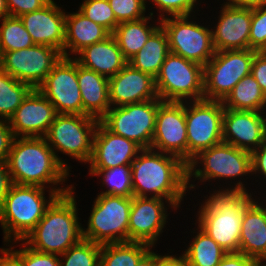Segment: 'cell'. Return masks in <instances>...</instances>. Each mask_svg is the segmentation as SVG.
I'll list each match as a JSON object with an SVG mask.
<instances>
[{
  "label": "cell",
  "instance_id": "1",
  "mask_svg": "<svg viewBox=\"0 0 266 266\" xmlns=\"http://www.w3.org/2000/svg\"><path fill=\"white\" fill-rule=\"evenodd\" d=\"M141 153V154H140ZM140 154V155H139ZM134 196L161 198L179 208L187 185V164L180 158L153 149H142L131 164Z\"/></svg>",
  "mask_w": 266,
  "mask_h": 266
},
{
  "label": "cell",
  "instance_id": "2",
  "mask_svg": "<svg viewBox=\"0 0 266 266\" xmlns=\"http://www.w3.org/2000/svg\"><path fill=\"white\" fill-rule=\"evenodd\" d=\"M214 192L200 206L198 226L227 252H239L245 207L253 200L242 181Z\"/></svg>",
  "mask_w": 266,
  "mask_h": 266
},
{
  "label": "cell",
  "instance_id": "3",
  "mask_svg": "<svg viewBox=\"0 0 266 266\" xmlns=\"http://www.w3.org/2000/svg\"><path fill=\"white\" fill-rule=\"evenodd\" d=\"M6 162L16 185L58 186L69 175L44 137H15Z\"/></svg>",
  "mask_w": 266,
  "mask_h": 266
},
{
  "label": "cell",
  "instance_id": "4",
  "mask_svg": "<svg viewBox=\"0 0 266 266\" xmlns=\"http://www.w3.org/2000/svg\"><path fill=\"white\" fill-rule=\"evenodd\" d=\"M73 188L59 195L47 208L43 218L24 238L26 246L40 252L61 255L83 239Z\"/></svg>",
  "mask_w": 266,
  "mask_h": 266
},
{
  "label": "cell",
  "instance_id": "5",
  "mask_svg": "<svg viewBox=\"0 0 266 266\" xmlns=\"http://www.w3.org/2000/svg\"><path fill=\"white\" fill-rule=\"evenodd\" d=\"M70 187L49 190V200L45 198V188L40 186L13 184L0 207V223L4 241H23L43 218L47 208L59 196L70 192ZM12 235V236H11ZM14 237V239L12 238Z\"/></svg>",
  "mask_w": 266,
  "mask_h": 266
},
{
  "label": "cell",
  "instance_id": "6",
  "mask_svg": "<svg viewBox=\"0 0 266 266\" xmlns=\"http://www.w3.org/2000/svg\"><path fill=\"white\" fill-rule=\"evenodd\" d=\"M99 121L89 115L57 114L51 123L44 138L53 149L57 160L68 171L69 166L56 153L60 151L80 162H89Z\"/></svg>",
  "mask_w": 266,
  "mask_h": 266
},
{
  "label": "cell",
  "instance_id": "7",
  "mask_svg": "<svg viewBox=\"0 0 266 266\" xmlns=\"http://www.w3.org/2000/svg\"><path fill=\"white\" fill-rule=\"evenodd\" d=\"M155 82L162 101L204 99V67L171 52L166 56Z\"/></svg>",
  "mask_w": 266,
  "mask_h": 266
},
{
  "label": "cell",
  "instance_id": "8",
  "mask_svg": "<svg viewBox=\"0 0 266 266\" xmlns=\"http://www.w3.org/2000/svg\"><path fill=\"white\" fill-rule=\"evenodd\" d=\"M132 197L99 194L92 207L83 239L97 244L128 242Z\"/></svg>",
  "mask_w": 266,
  "mask_h": 266
},
{
  "label": "cell",
  "instance_id": "9",
  "mask_svg": "<svg viewBox=\"0 0 266 266\" xmlns=\"http://www.w3.org/2000/svg\"><path fill=\"white\" fill-rule=\"evenodd\" d=\"M198 163L204 164V167L196 169ZM250 173H252L251 152L222 141L213 147L200 151L192 158L187 165V185L191 189L196 187L189 183L192 176L197 180L200 179L201 182L214 178H236Z\"/></svg>",
  "mask_w": 266,
  "mask_h": 266
},
{
  "label": "cell",
  "instance_id": "10",
  "mask_svg": "<svg viewBox=\"0 0 266 266\" xmlns=\"http://www.w3.org/2000/svg\"><path fill=\"white\" fill-rule=\"evenodd\" d=\"M160 98L111 107L100 122L112 133L134 141L142 149H150L155 131Z\"/></svg>",
  "mask_w": 266,
  "mask_h": 266
},
{
  "label": "cell",
  "instance_id": "11",
  "mask_svg": "<svg viewBox=\"0 0 266 266\" xmlns=\"http://www.w3.org/2000/svg\"><path fill=\"white\" fill-rule=\"evenodd\" d=\"M184 103L188 165L200 151L223 141V115L225 108L222 101L206 99L194 100L193 103L191 101Z\"/></svg>",
  "mask_w": 266,
  "mask_h": 266
},
{
  "label": "cell",
  "instance_id": "12",
  "mask_svg": "<svg viewBox=\"0 0 266 266\" xmlns=\"http://www.w3.org/2000/svg\"><path fill=\"white\" fill-rule=\"evenodd\" d=\"M256 52L251 49L215 52L204 66V99L223 101L235 85L251 73Z\"/></svg>",
  "mask_w": 266,
  "mask_h": 266
},
{
  "label": "cell",
  "instance_id": "13",
  "mask_svg": "<svg viewBox=\"0 0 266 266\" xmlns=\"http://www.w3.org/2000/svg\"><path fill=\"white\" fill-rule=\"evenodd\" d=\"M189 16L165 17L159 20L168 37L171 53L205 66L215 55L212 29L189 22Z\"/></svg>",
  "mask_w": 266,
  "mask_h": 266
},
{
  "label": "cell",
  "instance_id": "14",
  "mask_svg": "<svg viewBox=\"0 0 266 266\" xmlns=\"http://www.w3.org/2000/svg\"><path fill=\"white\" fill-rule=\"evenodd\" d=\"M61 57L62 54L56 48L34 44L21 50L2 53L0 69L37 89Z\"/></svg>",
  "mask_w": 266,
  "mask_h": 266
},
{
  "label": "cell",
  "instance_id": "15",
  "mask_svg": "<svg viewBox=\"0 0 266 266\" xmlns=\"http://www.w3.org/2000/svg\"><path fill=\"white\" fill-rule=\"evenodd\" d=\"M37 89L53 104L58 114L83 115L75 59L62 56Z\"/></svg>",
  "mask_w": 266,
  "mask_h": 266
},
{
  "label": "cell",
  "instance_id": "16",
  "mask_svg": "<svg viewBox=\"0 0 266 266\" xmlns=\"http://www.w3.org/2000/svg\"><path fill=\"white\" fill-rule=\"evenodd\" d=\"M150 149L174 155L187 164V128L184 102L162 101L159 104Z\"/></svg>",
  "mask_w": 266,
  "mask_h": 266
},
{
  "label": "cell",
  "instance_id": "17",
  "mask_svg": "<svg viewBox=\"0 0 266 266\" xmlns=\"http://www.w3.org/2000/svg\"><path fill=\"white\" fill-rule=\"evenodd\" d=\"M163 200L153 197H132L128 242H144L151 246L156 244L168 217Z\"/></svg>",
  "mask_w": 266,
  "mask_h": 266
},
{
  "label": "cell",
  "instance_id": "18",
  "mask_svg": "<svg viewBox=\"0 0 266 266\" xmlns=\"http://www.w3.org/2000/svg\"><path fill=\"white\" fill-rule=\"evenodd\" d=\"M58 113L53 104L33 89L9 119L15 137H44Z\"/></svg>",
  "mask_w": 266,
  "mask_h": 266
},
{
  "label": "cell",
  "instance_id": "19",
  "mask_svg": "<svg viewBox=\"0 0 266 266\" xmlns=\"http://www.w3.org/2000/svg\"><path fill=\"white\" fill-rule=\"evenodd\" d=\"M265 112L231 110L223 115V142L253 152L266 140Z\"/></svg>",
  "mask_w": 266,
  "mask_h": 266
},
{
  "label": "cell",
  "instance_id": "20",
  "mask_svg": "<svg viewBox=\"0 0 266 266\" xmlns=\"http://www.w3.org/2000/svg\"><path fill=\"white\" fill-rule=\"evenodd\" d=\"M142 148L134 141L109 131L100 121L93 138L89 170L131 165Z\"/></svg>",
  "mask_w": 266,
  "mask_h": 266
},
{
  "label": "cell",
  "instance_id": "21",
  "mask_svg": "<svg viewBox=\"0 0 266 266\" xmlns=\"http://www.w3.org/2000/svg\"><path fill=\"white\" fill-rule=\"evenodd\" d=\"M66 13L51 0L43 8L20 16L35 44L56 48L64 57Z\"/></svg>",
  "mask_w": 266,
  "mask_h": 266
},
{
  "label": "cell",
  "instance_id": "22",
  "mask_svg": "<svg viewBox=\"0 0 266 266\" xmlns=\"http://www.w3.org/2000/svg\"><path fill=\"white\" fill-rule=\"evenodd\" d=\"M159 98L155 78L127 63L109 78V100L113 107Z\"/></svg>",
  "mask_w": 266,
  "mask_h": 266
},
{
  "label": "cell",
  "instance_id": "23",
  "mask_svg": "<svg viewBox=\"0 0 266 266\" xmlns=\"http://www.w3.org/2000/svg\"><path fill=\"white\" fill-rule=\"evenodd\" d=\"M220 11L215 31L212 30L215 51L249 49L252 7L224 4Z\"/></svg>",
  "mask_w": 266,
  "mask_h": 266
},
{
  "label": "cell",
  "instance_id": "24",
  "mask_svg": "<svg viewBox=\"0 0 266 266\" xmlns=\"http://www.w3.org/2000/svg\"><path fill=\"white\" fill-rule=\"evenodd\" d=\"M253 199L244 209L239 252L255 262L266 261V211Z\"/></svg>",
  "mask_w": 266,
  "mask_h": 266
},
{
  "label": "cell",
  "instance_id": "25",
  "mask_svg": "<svg viewBox=\"0 0 266 266\" xmlns=\"http://www.w3.org/2000/svg\"><path fill=\"white\" fill-rule=\"evenodd\" d=\"M78 55L79 57L74 59L79 65L107 78L116 75L128 63L112 34L85 47Z\"/></svg>",
  "mask_w": 266,
  "mask_h": 266
},
{
  "label": "cell",
  "instance_id": "26",
  "mask_svg": "<svg viewBox=\"0 0 266 266\" xmlns=\"http://www.w3.org/2000/svg\"><path fill=\"white\" fill-rule=\"evenodd\" d=\"M77 78L83 103V115L100 120L111 108L109 78L82 67L78 62Z\"/></svg>",
  "mask_w": 266,
  "mask_h": 266
},
{
  "label": "cell",
  "instance_id": "27",
  "mask_svg": "<svg viewBox=\"0 0 266 266\" xmlns=\"http://www.w3.org/2000/svg\"><path fill=\"white\" fill-rule=\"evenodd\" d=\"M65 19L64 57L70 58L68 51L76 55L85 47L100 42L110 35L104 27L85 17L79 10L76 13L66 14Z\"/></svg>",
  "mask_w": 266,
  "mask_h": 266
},
{
  "label": "cell",
  "instance_id": "28",
  "mask_svg": "<svg viewBox=\"0 0 266 266\" xmlns=\"http://www.w3.org/2000/svg\"><path fill=\"white\" fill-rule=\"evenodd\" d=\"M170 53L168 37L161 25L150 35L144 47L129 61L135 69L150 74L154 78Z\"/></svg>",
  "mask_w": 266,
  "mask_h": 266
},
{
  "label": "cell",
  "instance_id": "29",
  "mask_svg": "<svg viewBox=\"0 0 266 266\" xmlns=\"http://www.w3.org/2000/svg\"><path fill=\"white\" fill-rule=\"evenodd\" d=\"M154 13L150 12L149 17L137 21L122 22L112 32L122 55L129 61L147 42L150 35L159 27L151 26L148 20L152 19Z\"/></svg>",
  "mask_w": 266,
  "mask_h": 266
},
{
  "label": "cell",
  "instance_id": "30",
  "mask_svg": "<svg viewBox=\"0 0 266 266\" xmlns=\"http://www.w3.org/2000/svg\"><path fill=\"white\" fill-rule=\"evenodd\" d=\"M222 103L231 110L264 112L266 95L250 73L235 85Z\"/></svg>",
  "mask_w": 266,
  "mask_h": 266
},
{
  "label": "cell",
  "instance_id": "31",
  "mask_svg": "<svg viewBox=\"0 0 266 266\" xmlns=\"http://www.w3.org/2000/svg\"><path fill=\"white\" fill-rule=\"evenodd\" d=\"M198 232L185 250L189 266H217L228 253L198 226Z\"/></svg>",
  "mask_w": 266,
  "mask_h": 266
},
{
  "label": "cell",
  "instance_id": "32",
  "mask_svg": "<svg viewBox=\"0 0 266 266\" xmlns=\"http://www.w3.org/2000/svg\"><path fill=\"white\" fill-rule=\"evenodd\" d=\"M152 246L144 242H121L103 244L100 266H136L139 259Z\"/></svg>",
  "mask_w": 266,
  "mask_h": 266
},
{
  "label": "cell",
  "instance_id": "33",
  "mask_svg": "<svg viewBox=\"0 0 266 266\" xmlns=\"http://www.w3.org/2000/svg\"><path fill=\"white\" fill-rule=\"evenodd\" d=\"M33 88L10 76L0 69V120H8L14 115Z\"/></svg>",
  "mask_w": 266,
  "mask_h": 266
},
{
  "label": "cell",
  "instance_id": "34",
  "mask_svg": "<svg viewBox=\"0 0 266 266\" xmlns=\"http://www.w3.org/2000/svg\"><path fill=\"white\" fill-rule=\"evenodd\" d=\"M89 174L100 176L102 175V183L108 185V190L102 191V195L133 197V184L131 165H120L110 169L89 170Z\"/></svg>",
  "mask_w": 266,
  "mask_h": 266
},
{
  "label": "cell",
  "instance_id": "35",
  "mask_svg": "<svg viewBox=\"0 0 266 266\" xmlns=\"http://www.w3.org/2000/svg\"><path fill=\"white\" fill-rule=\"evenodd\" d=\"M1 21L0 55L4 52L28 48L35 44L19 17L8 16Z\"/></svg>",
  "mask_w": 266,
  "mask_h": 266
},
{
  "label": "cell",
  "instance_id": "36",
  "mask_svg": "<svg viewBox=\"0 0 266 266\" xmlns=\"http://www.w3.org/2000/svg\"><path fill=\"white\" fill-rule=\"evenodd\" d=\"M101 244L82 239L59 255L60 266H100Z\"/></svg>",
  "mask_w": 266,
  "mask_h": 266
},
{
  "label": "cell",
  "instance_id": "37",
  "mask_svg": "<svg viewBox=\"0 0 266 266\" xmlns=\"http://www.w3.org/2000/svg\"><path fill=\"white\" fill-rule=\"evenodd\" d=\"M79 11L94 23L104 27L110 34L119 24L108 0H84Z\"/></svg>",
  "mask_w": 266,
  "mask_h": 266
},
{
  "label": "cell",
  "instance_id": "38",
  "mask_svg": "<svg viewBox=\"0 0 266 266\" xmlns=\"http://www.w3.org/2000/svg\"><path fill=\"white\" fill-rule=\"evenodd\" d=\"M22 249L14 250L13 247L6 248L20 263L21 266H60V257L57 254L44 253L26 247L22 243ZM59 257V258H58Z\"/></svg>",
  "mask_w": 266,
  "mask_h": 266
},
{
  "label": "cell",
  "instance_id": "39",
  "mask_svg": "<svg viewBox=\"0 0 266 266\" xmlns=\"http://www.w3.org/2000/svg\"><path fill=\"white\" fill-rule=\"evenodd\" d=\"M118 23L143 19L146 0H108ZM144 14V15H143Z\"/></svg>",
  "mask_w": 266,
  "mask_h": 266
},
{
  "label": "cell",
  "instance_id": "40",
  "mask_svg": "<svg viewBox=\"0 0 266 266\" xmlns=\"http://www.w3.org/2000/svg\"><path fill=\"white\" fill-rule=\"evenodd\" d=\"M249 49L266 51V4L252 8Z\"/></svg>",
  "mask_w": 266,
  "mask_h": 266
},
{
  "label": "cell",
  "instance_id": "41",
  "mask_svg": "<svg viewBox=\"0 0 266 266\" xmlns=\"http://www.w3.org/2000/svg\"><path fill=\"white\" fill-rule=\"evenodd\" d=\"M154 2L160 12V20L165 18V14H168L169 17H178V16H191L190 14L193 9L196 7L195 3L197 0H151ZM194 7V8H193Z\"/></svg>",
  "mask_w": 266,
  "mask_h": 266
},
{
  "label": "cell",
  "instance_id": "42",
  "mask_svg": "<svg viewBox=\"0 0 266 266\" xmlns=\"http://www.w3.org/2000/svg\"><path fill=\"white\" fill-rule=\"evenodd\" d=\"M51 0H6L9 16L20 17L23 14L39 10Z\"/></svg>",
  "mask_w": 266,
  "mask_h": 266
},
{
  "label": "cell",
  "instance_id": "43",
  "mask_svg": "<svg viewBox=\"0 0 266 266\" xmlns=\"http://www.w3.org/2000/svg\"><path fill=\"white\" fill-rule=\"evenodd\" d=\"M251 74L266 95V51L255 53L251 64Z\"/></svg>",
  "mask_w": 266,
  "mask_h": 266
},
{
  "label": "cell",
  "instance_id": "44",
  "mask_svg": "<svg viewBox=\"0 0 266 266\" xmlns=\"http://www.w3.org/2000/svg\"><path fill=\"white\" fill-rule=\"evenodd\" d=\"M15 136L8 120H0V160L7 161Z\"/></svg>",
  "mask_w": 266,
  "mask_h": 266
},
{
  "label": "cell",
  "instance_id": "45",
  "mask_svg": "<svg viewBox=\"0 0 266 266\" xmlns=\"http://www.w3.org/2000/svg\"><path fill=\"white\" fill-rule=\"evenodd\" d=\"M251 155L252 174L260 172L266 178V140Z\"/></svg>",
  "mask_w": 266,
  "mask_h": 266
},
{
  "label": "cell",
  "instance_id": "46",
  "mask_svg": "<svg viewBox=\"0 0 266 266\" xmlns=\"http://www.w3.org/2000/svg\"><path fill=\"white\" fill-rule=\"evenodd\" d=\"M255 261L240 252H228L217 266H252Z\"/></svg>",
  "mask_w": 266,
  "mask_h": 266
},
{
  "label": "cell",
  "instance_id": "47",
  "mask_svg": "<svg viewBox=\"0 0 266 266\" xmlns=\"http://www.w3.org/2000/svg\"><path fill=\"white\" fill-rule=\"evenodd\" d=\"M12 185L13 182L8 170L7 162L0 160V207L3 205L4 199L9 193Z\"/></svg>",
  "mask_w": 266,
  "mask_h": 266
},
{
  "label": "cell",
  "instance_id": "48",
  "mask_svg": "<svg viewBox=\"0 0 266 266\" xmlns=\"http://www.w3.org/2000/svg\"><path fill=\"white\" fill-rule=\"evenodd\" d=\"M155 266H189L186 256L174 257L172 255H159L155 253Z\"/></svg>",
  "mask_w": 266,
  "mask_h": 266
},
{
  "label": "cell",
  "instance_id": "49",
  "mask_svg": "<svg viewBox=\"0 0 266 266\" xmlns=\"http://www.w3.org/2000/svg\"><path fill=\"white\" fill-rule=\"evenodd\" d=\"M228 6L236 7H257L266 4V0H228L225 3Z\"/></svg>",
  "mask_w": 266,
  "mask_h": 266
},
{
  "label": "cell",
  "instance_id": "50",
  "mask_svg": "<svg viewBox=\"0 0 266 266\" xmlns=\"http://www.w3.org/2000/svg\"><path fill=\"white\" fill-rule=\"evenodd\" d=\"M0 266H21L19 261L5 248L0 249Z\"/></svg>",
  "mask_w": 266,
  "mask_h": 266
},
{
  "label": "cell",
  "instance_id": "51",
  "mask_svg": "<svg viewBox=\"0 0 266 266\" xmlns=\"http://www.w3.org/2000/svg\"><path fill=\"white\" fill-rule=\"evenodd\" d=\"M136 266H155V252L148 250L137 262Z\"/></svg>",
  "mask_w": 266,
  "mask_h": 266
},
{
  "label": "cell",
  "instance_id": "52",
  "mask_svg": "<svg viewBox=\"0 0 266 266\" xmlns=\"http://www.w3.org/2000/svg\"><path fill=\"white\" fill-rule=\"evenodd\" d=\"M9 16L6 0H0V20Z\"/></svg>",
  "mask_w": 266,
  "mask_h": 266
},
{
  "label": "cell",
  "instance_id": "53",
  "mask_svg": "<svg viewBox=\"0 0 266 266\" xmlns=\"http://www.w3.org/2000/svg\"><path fill=\"white\" fill-rule=\"evenodd\" d=\"M265 263H266V262H264V264H263V261L254 262L252 266H266Z\"/></svg>",
  "mask_w": 266,
  "mask_h": 266
}]
</instances>
